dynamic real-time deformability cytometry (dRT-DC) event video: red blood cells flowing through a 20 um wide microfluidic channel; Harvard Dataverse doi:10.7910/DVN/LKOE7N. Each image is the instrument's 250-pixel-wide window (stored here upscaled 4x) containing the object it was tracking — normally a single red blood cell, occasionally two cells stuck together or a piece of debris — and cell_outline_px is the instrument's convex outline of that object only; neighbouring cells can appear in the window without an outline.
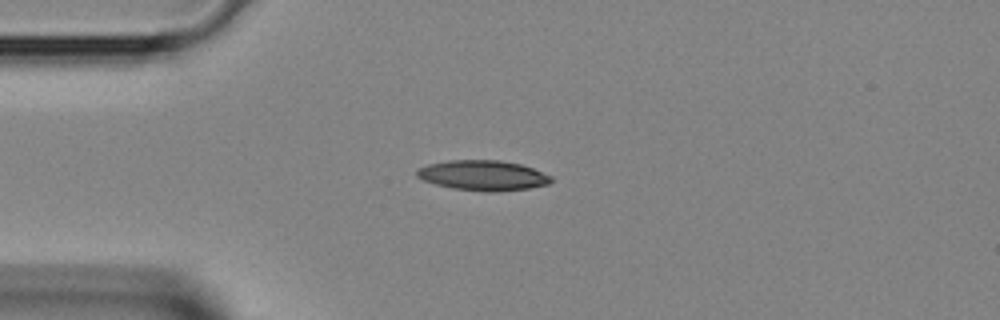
{"species": "Egyptian fruit bat (a non-hibernating species)", "species_latin": "Rousettus aegyptiacus", "temperature_condition": "room temperature", "stored_images_in_passage": 2, "camera_frame_rate_fps": 3000, "um_per_image_px": 0.085, "animal": {"sex": "female"}, "frame": {"image": 1, "passage_image": 1, "time_ms": 0.0, "image_size_px": [1000, 320], "cell_outline_px": [[552, 180], [548, 184], [528, 188], [496, 192], [484, 192], [452, 188], [436, 184], [424, 180], [416, 176], [416, 168], [428, 164], [448, 160], [500, 160], [520, 164], [532, 168], [552, 176]], "centroid_in_image_um": [41.03, 14.91], "position_along_channel_um": 44.0, "area_um2": 23.64}}
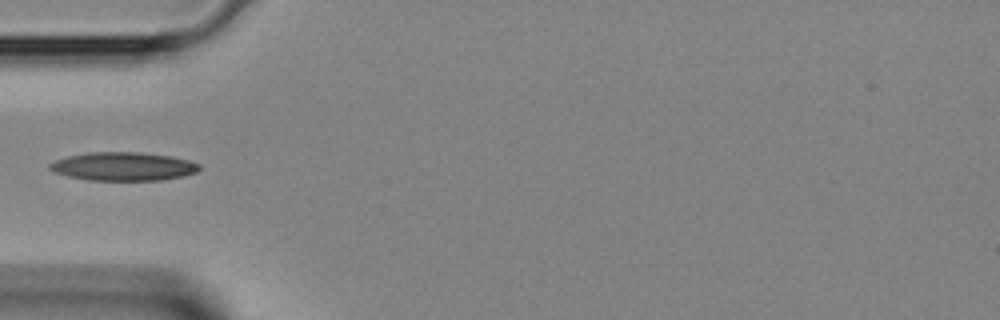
{"frame": {"image": 2, "passage_image": 2, "time_ms": 0.333, "image_size_px": [1000, 320], "cell_outline_px": [[200, 168], [196, 172], [184, 176], [160, 180], [88, 180], [68, 176], [56, 172], [48, 168], [48, 164], [52, 160], [68, 156], [88, 152], [136, 152], [172, 156], [188, 160], [200, 164]], "centroid_in_image_um": [10.46, 14.14], "position_along_channel_um": 74.5, "area_um2": 24.85}}